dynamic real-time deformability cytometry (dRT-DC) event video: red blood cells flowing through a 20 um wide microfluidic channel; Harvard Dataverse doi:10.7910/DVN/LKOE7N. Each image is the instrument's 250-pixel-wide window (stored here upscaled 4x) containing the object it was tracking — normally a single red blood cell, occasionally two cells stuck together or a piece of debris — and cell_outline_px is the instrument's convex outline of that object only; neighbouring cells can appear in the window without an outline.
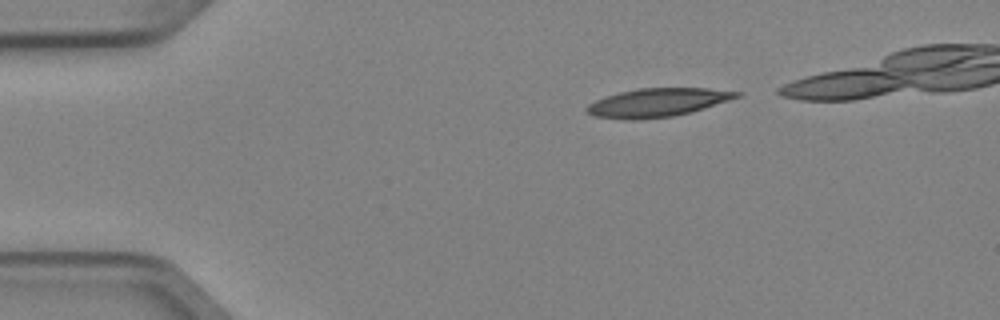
{"species": "Egyptian fruit bat (a non-hibernating species)", "species_latin": "Rousettus aegyptiacus", "temperature_condition": "cold", "stored_images_in_passage": 5, "camera_frame_rate_fps": 3000, "um_per_image_px": 0.085, "animal": {"sex": "female"}, "frame": {"image": 1, "passage_image": 1, "time_ms": 0.0, "image_size_px": [1000, 320], "cell_outline_px": [[744, 92], [740, 96], [692, 112], [672, 116], [640, 120], [624, 120], [596, 116], [588, 112], [584, 108], [588, 104], [604, 96], [620, 92], [640, 88], [708, 88]], "centroid_in_image_um": [55.88, 8.72], "position_along_channel_um": 29.1, "area_um2": 24.91}}
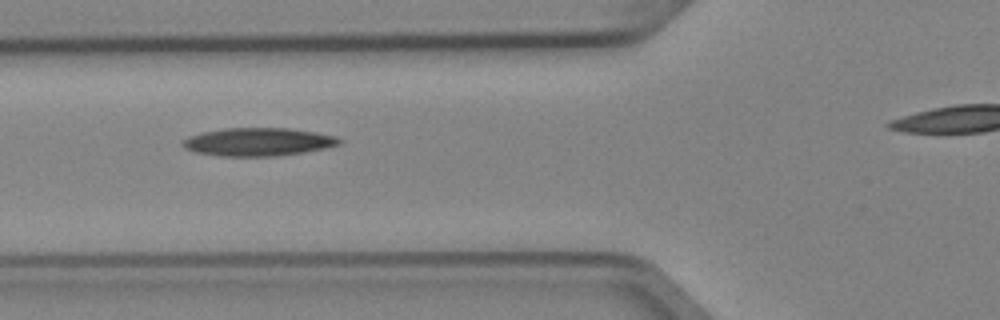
{"frame": {"image": 2, "passage_image": 4, "time_ms": 1.0, "image_size_px": [1000, 320], "cell_outline_px": [[344, 140], [340, 144], [324, 148], [304, 152], [276, 156], [220, 156], [196, 152], [184, 148], [180, 144], [188, 136], [200, 132], [224, 128], [288, 128], [316, 132], [336, 136]], "centroid_in_image_um": [21.93, 12.05], "position_along_channel_um": 103.9, "area_um2": 25.78}}
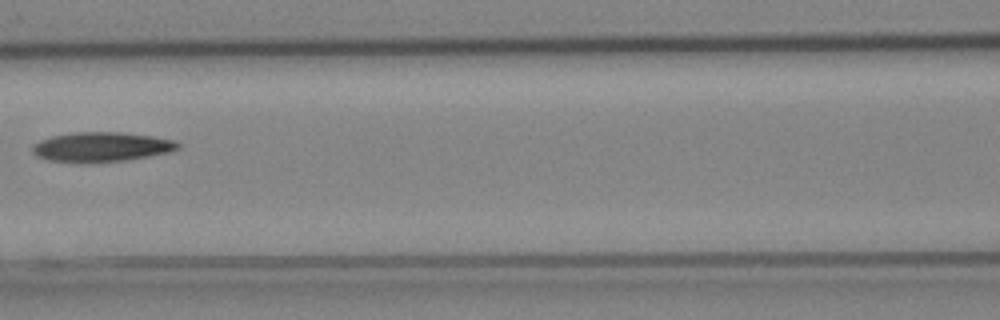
{"frame": {"image": 3, "passage_image": 5, "time_ms": 1.333, "image_size_px": [1000, 320], "cell_outline_px": [[180, 148], [172, 152], [128, 160], [48, 160], [36, 156], [32, 152], [32, 144], [40, 140], [52, 136], [76, 132], [120, 132], [152, 136], [172, 140], [180, 144]], "centroid_in_image_um": [8.66, 12.45], "position_along_channel_um": 157.9, "area_um2": 24.39}}